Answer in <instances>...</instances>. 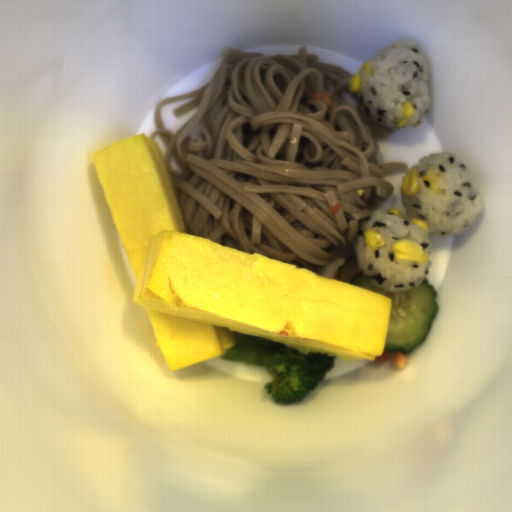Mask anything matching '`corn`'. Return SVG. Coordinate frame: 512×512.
Returning a JSON list of instances; mask_svg holds the SVG:
<instances>
[{"mask_svg":"<svg viewBox=\"0 0 512 512\" xmlns=\"http://www.w3.org/2000/svg\"><path fill=\"white\" fill-rule=\"evenodd\" d=\"M392 250L395 259L417 261L420 266L427 263L428 254L418 242L401 238L392 245Z\"/></svg>","mask_w":512,"mask_h":512,"instance_id":"obj_1","label":"corn"},{"mask_svg":"<svg viewBox=\"0 0 512 512\" xmlns=\"http://www.w3.org/2000/svg\"><path fill=\"white\" fill-rule=\"evenodd\" d=\"M418 176L417 167H414L413 170L406 173L402 190L407 197H412L415 194H418L420 189Z\"/></svg>","mask_w":512,"mask_h":512,"instance_id":"obj_2","label":"corn"},{"mask_svg":"<svg viewBox=\"0 0 512 512\" xmlns=\"http://www.w3.org/2000/svg\"><path fill=\"white\" fill-rule=\"evenodd\" d=\"M365 246H368L372 251H377L386 247L385 237L376 231L366 229L364 233Z\"/></svg>","mask_w":512,"mask_h":512,"instance_id":"obj_3","label":"corn"},{"mask_svg":"<svg viewBox=\"0 0 512 512\" xmlns=\"http://www.w3.org/2000/svg\"><path fill=\"white\" fill-rule=\"evenodd\" d=\"M429 171L430 169L425 170L424 174L420 176L424 186L427 187L428 189H431L435 194H444L445 189L437 187V179H440V175L434 174V179H429Z\"/></svg>","mask_w":512,"mask_h":512,"instance_id":"obj_4","label":"corn"},{"mask_svg":"<svg viewBox=\"0 0 512 512\" xmlns=\"http://www.w3.org/2000/svg\"><path fill=\"white\" fill-rule=\"evenodd\" d=\"M402 108H403V111H404V116H403V119L400 120V121H397V125L399 128H402L408 121V119L411 117V116H415V109H414V106L411 104L410 100H406L404 103H400Z\"/></svg>","mask_w":512,"mask_h":512,"instance_id":"obj_5","label":"corn"},{"mask_svg":"<svg viewBox=\"0 0 512 512\" xmlns=\"http://www.w3.org/2000/svg\"><path fill=\"white\" fill-rule=\"evenodd\" d=\"M349 89L353 94H357L361 91V74L356 73L351 75L348 79Z\"/></svg>","mask_w":512,"mask_h":512,"instance_id":"obj_6","label":"corn"},{"mask_svg":"<svg viewBox=\"0 0 512 512\" xmlns=\"http://www.w3.org/2000/svg\"><path fill=\"white\" fill-rule=\"evenodd\" d=\"M410 221L413 224L418 225L427 234V236H430L431 230H430V227H429V225L427 224V222L425 220L420 219L418 217H413L412 219H410Z\"/></svg>","mask_w":512,"mask_h":512,"instance_id":"obj_7","label":"corn"},{"mask_svg":"<svg viewBox=\"0 0 512 512\" xmlns=\"http://www.w3.org/2000/svg\"><path fill=\"white\" fill-rule=\"evenodd\" d=\"M361 70H370V72H371V76L374 74V71H375V69L370 68V66H369L368 62H363V63H362Z\"/></svg>","mask_w":512,"mask_h":512,"instance_id":"obj_8","label":"corn"},{"mask_svg":"<svg viewBox=\"0 0 512 512\" xmlns=\"http://www.w3.org/2000/svg\"><path fill=\"white\" fill-rule=\"evenodd\" d=\"M388 213H395L397 216H400L401 215V211H399L398 209H395V208H390L387 210Z\"/></svg>","mask_w":512,"mask_h":512,"instance_id":"obj_9","label":"corn"}]
</instances>
